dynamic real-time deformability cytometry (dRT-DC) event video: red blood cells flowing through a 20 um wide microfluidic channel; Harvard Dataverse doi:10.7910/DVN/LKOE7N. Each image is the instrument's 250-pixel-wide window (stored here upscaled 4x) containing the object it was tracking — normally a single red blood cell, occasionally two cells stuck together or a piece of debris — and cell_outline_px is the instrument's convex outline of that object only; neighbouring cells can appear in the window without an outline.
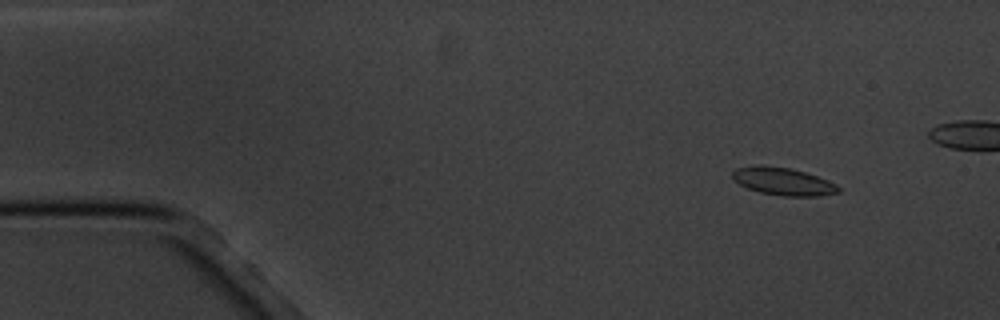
{"species": "common noctule bat (a hibernating species)", "species_latin": "Nyctalus noctula", "temperature_condition": "cold", "stored_images_in_passage": 6, "camera_frame_rate_fps": 3000, "um_per_image_px": 0.085, "animal": {"sex": "male", "body_mass_g": 20.1, "forearm_length_mm": 53.5}, "frame": {"image": 1, "passage_image": 2, "time_ms": 1.333, "image_size_px": [1000, 320], "cell_outline_px": [[840, 192], [820, 196], [784, 196], [760, 192], [748, 188], [732, 180], [732, 172], [736, 168], [756, 164], [760, 164], [792, 168], [828, 180], [836, 184], [840, 188]], "centroid_in_image_um": [66.54, 15.4], "position_along_channel_um": 18.5, "area_um2": 17.22}}